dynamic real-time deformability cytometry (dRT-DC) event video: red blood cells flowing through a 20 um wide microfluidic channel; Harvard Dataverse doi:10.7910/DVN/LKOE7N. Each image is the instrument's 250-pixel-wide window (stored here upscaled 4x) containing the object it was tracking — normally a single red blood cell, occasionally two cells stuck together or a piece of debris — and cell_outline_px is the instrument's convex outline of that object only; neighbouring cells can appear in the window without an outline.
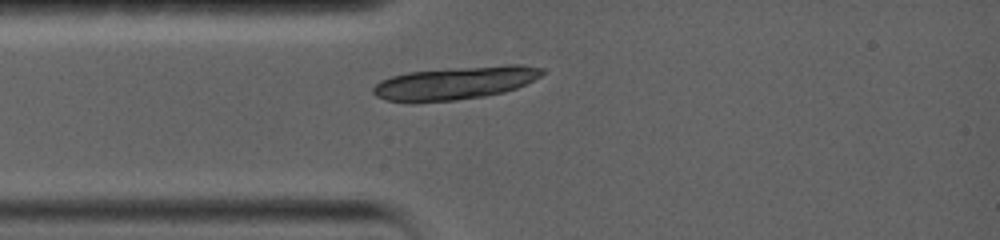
{"species": "common noctule bat (a hibernating species)", "species_latin": "Nyctalus noctula", "temperature_condition": "warm", "stored_images_in_passage": 1, "camera_frame_rate_fps": 5000, "um_per_image_px": 0.085, "animal": {"sex": "female", "body_mass_g": 19.0, "forearm_length_mm": 56.7}, "frame": {"image": 1, "passage_image": 1, "time_ms": 0.0, "image_size_px": [1000, 240], "cell_outline_px": [[544, 72], [540, 76], [516, 88], [504, 92], [484, 96], [456, 100], [384, 100], [376, 96], [372, 92], [372, 88], [380, 80], [392, 76], [408, 72], [508, 64], [520, 64], [544, 68]], "centroid_in_image_um": [38.73, 7.03], "position_along_channel_um": 46.3, "area_um2": 31.67}}